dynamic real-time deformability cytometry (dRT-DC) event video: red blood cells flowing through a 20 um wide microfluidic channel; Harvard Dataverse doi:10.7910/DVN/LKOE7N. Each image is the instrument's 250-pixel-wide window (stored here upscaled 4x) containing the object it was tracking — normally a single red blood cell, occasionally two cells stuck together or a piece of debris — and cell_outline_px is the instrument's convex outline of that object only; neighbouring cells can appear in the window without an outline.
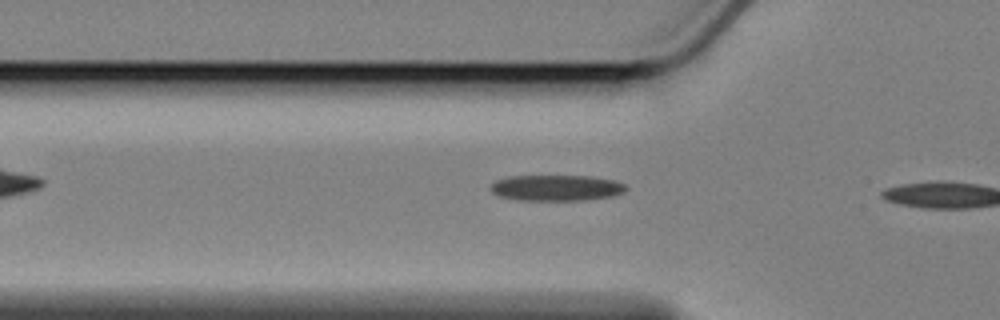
{"species": "Egyptian fruit bat (a non-hibernating species)", "species_latin": "Rousettus aegyptiacus", "temperature_condition": "cold", "stored_images_in_passage": 9, "camera_frame_rate_fps": 3000, "um_per_image_px": 0.085, "animal": {"sex": "female"}, "frame": {"image": 1, "passage_image": 8, "time_ms": 2.333, "image_size_px": [1000, 320], "cell_outline_px": [[628, 188], [624, 192], [612, 196], [588, 200], [520, 200], [500, 196], [492, 192], [488, 188], [496, 180], [508, 176], [592, 176], [612, 180], [624, 184]], "centroid_in_image_um": [47.28, 15.97], "position_along_channel_um": 78.5, "area_um2": 20.46}}